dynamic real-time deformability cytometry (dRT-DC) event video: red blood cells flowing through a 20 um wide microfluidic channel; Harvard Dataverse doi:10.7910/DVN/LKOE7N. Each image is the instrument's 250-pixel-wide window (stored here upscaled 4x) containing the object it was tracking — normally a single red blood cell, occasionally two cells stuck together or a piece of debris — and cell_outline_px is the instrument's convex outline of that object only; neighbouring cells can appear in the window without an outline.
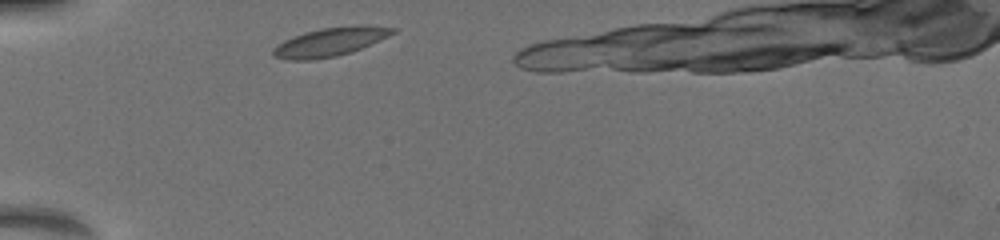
{"species": "common noctule bat (a hibernating species)", "species_latin": "Nyctalus noctula", "temperature_condition": "warm", "stored_images_in_passage": 13, "camera_frame_rate_fps": 3000, "um_per_image_px": 0.085, "animal": {"sex": "female", "body_mass_g": 19.5, "forearm_length_mm": 54.1}, "frame": {"image": 1, "passage_image": 1, "time_ms": 0.0, "image_size_px": [1000, 240], "cell_outline_px": [[396, 32], [388, 36], [352, 52], [336, 56], [308, 60], [288, 60], [272, 56], [272, 48], [284, 40], [292, 36], [304, 32], [320, 28], [356, 24], [360, 24], [396, 28]], "centroid_in_image_um": [28.04, 3.55], "position_along_channel_um": 57.0, "area_um2": 20.11}}
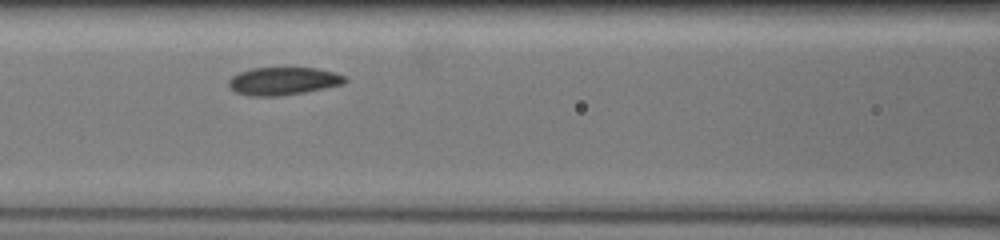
{"frame": {"image": 2, "passage_image": 7, "time_ms": 2.667, "image_size_px": [1000, 240], "cell_outline_px": [[348, 80], [344, 84], [304, 92], [280, 96], [248, 96], [236, 92], [228, 84], [228, 80], [232, 76], [240, 72], [252, 68], [316, 68], [336, 72], [344, 76]], "centroid_in_image_um": [24.09, 6.89], "position_along_channel_um": 142.5, "area_um2": 18.84}}
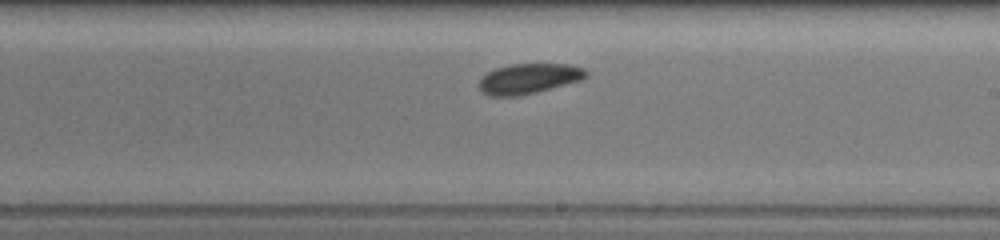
{"frame": {"image": 3, "passage_image": 12, "time_ms": 5.333, "image_size_px": [1000, 240], "cell_outline_px": [[588, 76], [580, 80], [536, 92], [516, 96], [492, 96], [484, 92], [480, 88], [480, 80], [488, 72], [496, 68], [512, 64], [572, 64], [584, 68], [588, 72]], "centroid_in_image_um": [44.99, 6.67], "position_along_channel_um": 244.0, "area_um2": 18.55}}